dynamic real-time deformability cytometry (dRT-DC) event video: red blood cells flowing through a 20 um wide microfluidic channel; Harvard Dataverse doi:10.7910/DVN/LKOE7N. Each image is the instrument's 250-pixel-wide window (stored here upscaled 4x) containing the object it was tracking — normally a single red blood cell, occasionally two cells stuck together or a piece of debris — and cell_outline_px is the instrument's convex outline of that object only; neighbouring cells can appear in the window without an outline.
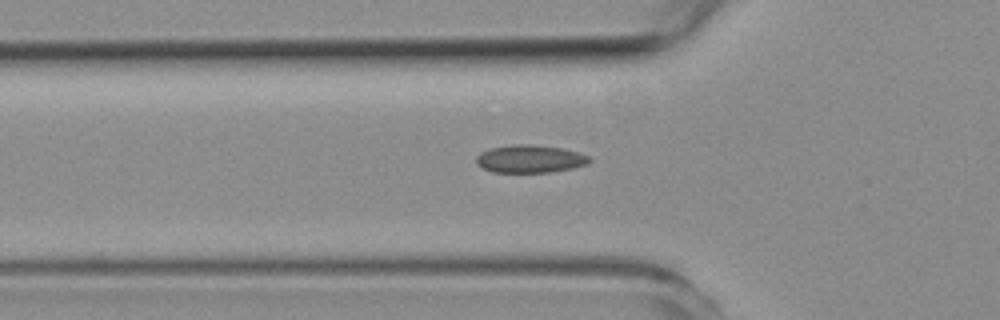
{"species": "common noctule bat (a hibernating species)", "species_latin": "Nyctalus noctula", "temperature_condition": "room temperature", "stored_images_in_passage": 27, "camera_frame_rate_fps": 3000, "um_per_image_px": 0.085, "animal": {"sex": "female", "body_mass_g": 19.3, "forearm_length_mm": 54.1}, "frame": {"image": 1, "passage_image": 3, "time_ms": 0.667, "image_size_px": [1000, 320], "cell_outline_px": [[592, 160], [588, 164], [572, 168], [552, 172], [492, 172], [476, 164], [476, 156], [480, 152], [492, 148], [512, 144], [532, 144], [560, 148], [576, 152], [588, 156]], "centroid_in_image_um": [45.03, 13.5], "position_along_channel_um": 80.8, "area_um2": 18.26}}
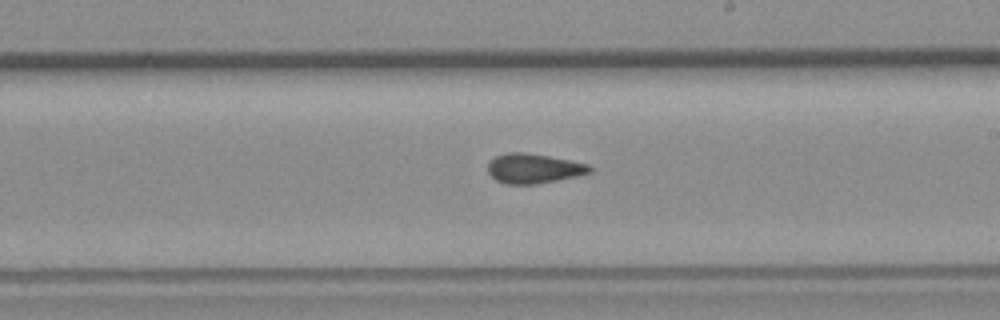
{"frame": {"image": 2, "passage_image": 16, "time_ms": 5.0, "image_size_px": [1000, 320], "cell_outline_px": [[592, 172], [556, 180], [532, 184], [508, 184], [496, 180], [488, 172], [488, 164], [496, 156], [508, 152], [524, 152], [548, 156], [588, 164], [592, 168]], "centroid_in_image_um": [45.34, 14.31], "position_along_channel_um": 243.7, "area_um2": 17.28}}
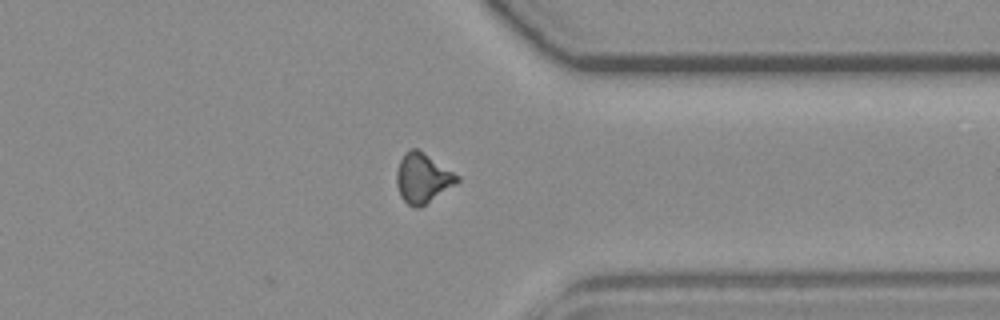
{"frame": {"image": 3, "passage_image": 27, "time_ms": 8.667, "image_size_px": [1000, 320], "cell_outline_px": [[460, 180], [456, 184], [420, 208], [412, 208], [400, 196], [396, 184], [396, 172], [400, 160], [412, 148], [416, 148], [460, 176]], "centroid_in_image_um": [35.92, 15.18], "position_along_channel_um": 375.5, "area_um2": 17.34}, "authors_computed_cell_mechanics": {"area_um2": 17.4556, "velocity_mm_per_s": 3.7424, "shape_relaxation_time_tau1_ms": null, "shape_relaxation_time_tau2_ms": 1.9768, "deformation_change_tau1": null, "deformation_change_tau2": 0.0731}}